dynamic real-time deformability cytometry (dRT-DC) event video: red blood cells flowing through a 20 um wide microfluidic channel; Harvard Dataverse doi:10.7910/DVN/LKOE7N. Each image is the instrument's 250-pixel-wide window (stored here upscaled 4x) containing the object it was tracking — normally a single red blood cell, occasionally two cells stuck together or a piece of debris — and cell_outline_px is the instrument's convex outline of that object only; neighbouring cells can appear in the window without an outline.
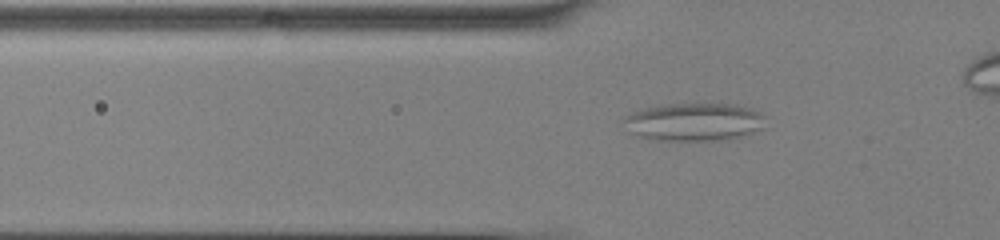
{"species": "common noctule bat (a hibernating species)", "species_latin": "Nyctalus noctula", "temperature_condition": "cold", "stored_images_in_passage": 48, "camera_frame_rate_fps": 3000, "um_per_image_px": 0.085, "animal": {"sex": "male", "body_mass_g": 13.0, "forearm_length_mm": 53.1}, "frame": {"image": 1, "passage_image": 19, "time_ms": 6.0, "image_size_px": [1000, 240], "cell_outline_px": [[764, 128], [740, 136], [720, 140], [656, 140], [632, 136], [628, 132], [624, 120], [632, 112], [640, 108], [664, 104], [696, 100], [736, 104], [752, 108], [760, 112], [764, 116]], "centroid_in_image_um": [58.98, 10.31], "position_along_channel_um": 66.8, "area_um2": 32.6}}
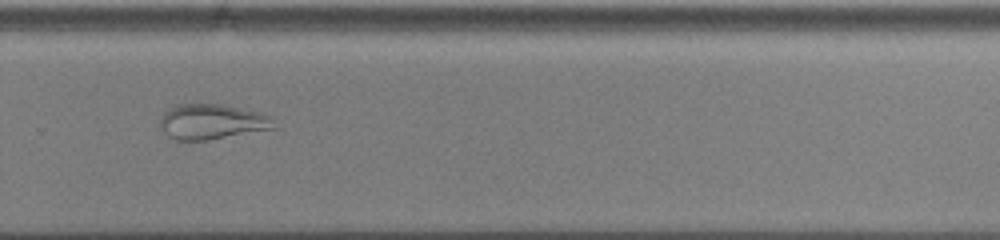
{"frame": {"image": 2, "passage_image": 38, "time_ms": 12.333, "image_size_px": [1000, 240], "cell_outline_px": [[276, 128], [208, 140], [176, 140], [168, 136], [160, 128], [160, 116], [168, 108], [176, 104], [224, 104], [264, 112], [276, 116]], "centroid_in_image_um": [18.09, 10.33], "position_along_channel_um": 311.7, "area_um2": 24.04}}
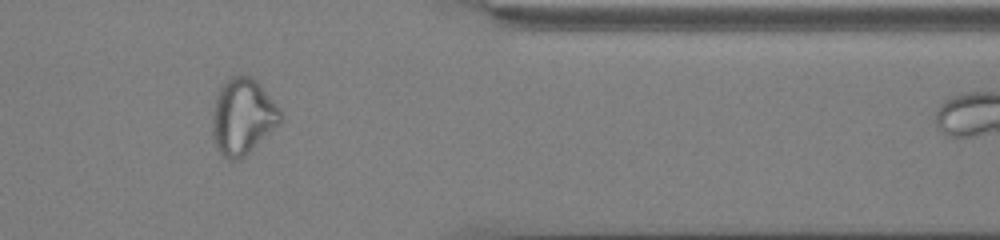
{"frame": {"image": 3, "passage_image": 45, "time_ms": 14.667, "image_size_px": [1000, 240], "cell_outline_px": [[284, 120], [280, 124], [240, 160], [228, 160], [216, 148], [212, 136], [212, 112], [216, 96], [220, 88], [228, 76], [252, 76], [260, 84], [284, 112]], "centroid_in_image_um": [20.65, 9.9], "position_along_channel_um": 390.7, "area_um2": 30.69}}